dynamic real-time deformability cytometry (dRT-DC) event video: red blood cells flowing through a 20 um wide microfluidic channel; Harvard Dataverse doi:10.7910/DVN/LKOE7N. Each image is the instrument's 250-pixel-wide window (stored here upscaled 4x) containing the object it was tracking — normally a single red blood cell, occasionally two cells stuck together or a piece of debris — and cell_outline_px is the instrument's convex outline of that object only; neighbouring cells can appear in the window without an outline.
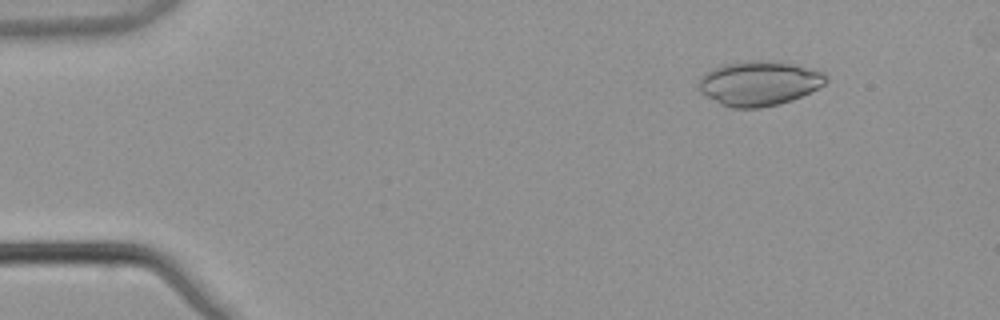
{"species": "common noctule bat (a hibernating species)", "species_latin": "Nyctalus noctula", "temperature_condition": "warm", "stored_images_in_passage": 6, "camera_frame_rate_fps": 3000, "um_per_image_px": 0.085, "animal": {"sex": "male", "body_mass_g": 21.5, "forearm_length_mm": 52.0}, "frame": {"image": 1, "passage_image": 2, "time_ms": 0.333, "image_size_px": [1000, 320], "cell_outline_px": [[828, 80], [824, 84], [792, 100], [780, 104], [760, 108], [732, 108], [720, 104], [704, 96], [700, 92], [700, 76], [704, 72], [712, 68], [724, 64], [744, 60], [772, 60], [792, 64], [824, 72], [828, 76]], "centroid_in_image_um": [64.48, 7.07], "position_along_channel_um": 20.5, "area_um2": 33.29}}
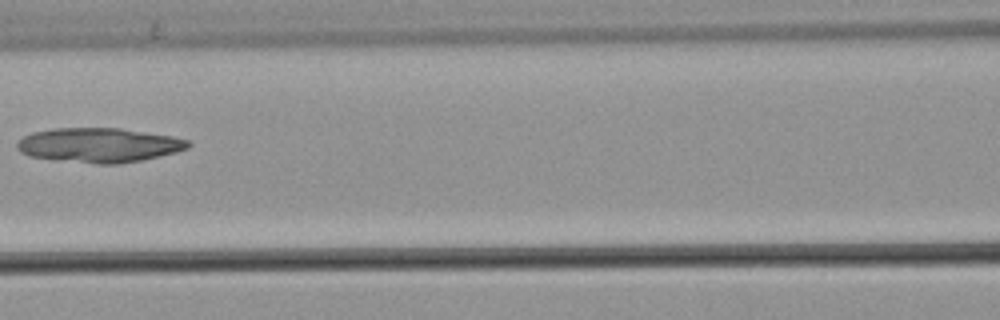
{"frame": {"image": 2, "passage_image": 6, "time_ms": 1.667, "image_size_px": [1000, 320], "cell_outline_px": [[192, 144], [188, 148], [176, 152], [140, 160], [120, 164], [100, 164], [28, 156], [20, 152], [16, 148], [16, 144], [24, 136], [32, 132], [52, 128], [120, 128], [172, 136], [188, 140]], "centroid_in_image_um": [8.41, 12.32], "position_along_channel_um": 158.2, "area_um2": 34.22}}